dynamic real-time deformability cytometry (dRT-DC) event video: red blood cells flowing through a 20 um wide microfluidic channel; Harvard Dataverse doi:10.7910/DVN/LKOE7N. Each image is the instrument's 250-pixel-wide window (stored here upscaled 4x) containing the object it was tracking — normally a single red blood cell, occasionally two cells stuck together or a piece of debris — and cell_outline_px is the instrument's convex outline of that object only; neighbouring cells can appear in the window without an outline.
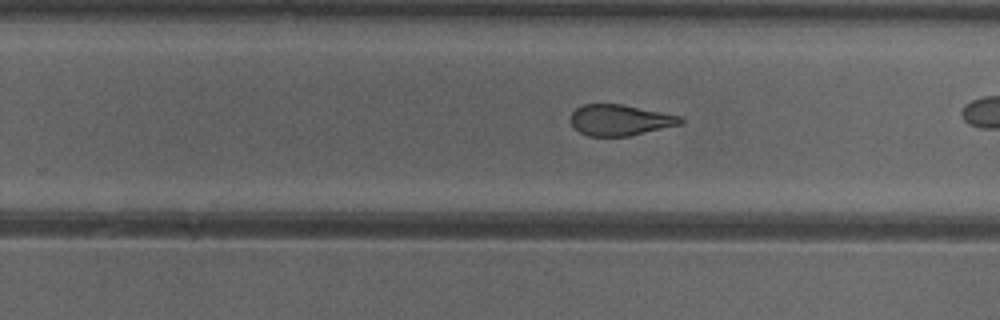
{"species": "common noctule bat (a hibernating species)", "species_latin": "Nyctalus noctula", "temperature_condition": "cold", "stored_images_in_passage": 28, "camera_frame_rate_fps": 3000, "um_per_image_px": 0.085, "animal": {"sex": "female"}, "frame": {"image": 1, "passage_image": 20, "time_ms": 6.333, "image_size_px": [1000, 320], "cell_outline_px": [[684, 124], [628, 136], [588, 136], [572, 128], [568, 120], [572, 112], [576, 108], [584, 104], [624, 104], [680, 116], [684, 120]], "centroid_in_image_um": [52.67, 10.21], "position_along_channel_um": 277.1, "area_um2": 20.11}}